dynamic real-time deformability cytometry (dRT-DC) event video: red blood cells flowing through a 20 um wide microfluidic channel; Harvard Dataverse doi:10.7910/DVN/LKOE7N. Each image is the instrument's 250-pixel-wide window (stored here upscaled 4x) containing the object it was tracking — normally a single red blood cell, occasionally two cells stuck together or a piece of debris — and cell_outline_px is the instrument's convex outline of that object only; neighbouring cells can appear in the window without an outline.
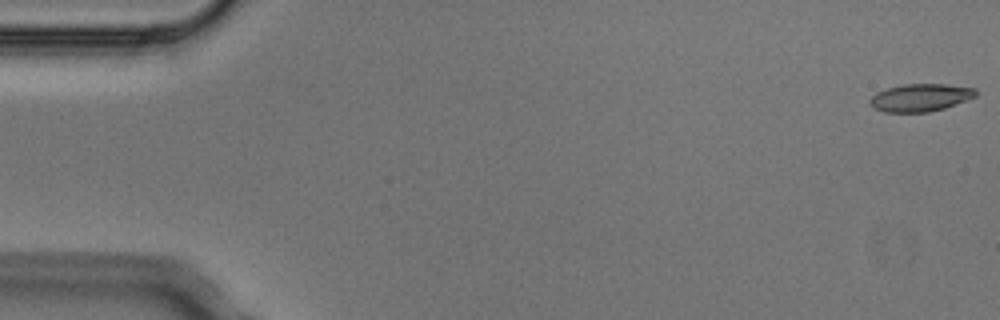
{"species": "Egyptian fruit bat (a non-hibernating species)", "species_latin": "Rousettus aegyptiacus", "temperature_condition": "cold", "stored_images_in_passage": 5, "camera_frame_rate_fps": 3000, "um_per_image_px": 0.085, "animal": {"sex": "male"}, "frame": {"image": 1, "passage_image": 1, "time_ms": 0.0, "image_size_px": [1000, 320], "cell_outline_px": [[976, 96], [956, 104], [944, 108], [928, 112], [884, 112], [872, 108], [868, 104], [868, 100], [876, 92], [888, 88], [904, 84], [944, 84], [976, 88]], "centroid_in_image_um": [78.19, 8.3], "position_along_channel_um": 6.8, "area_um2": 17.11}}